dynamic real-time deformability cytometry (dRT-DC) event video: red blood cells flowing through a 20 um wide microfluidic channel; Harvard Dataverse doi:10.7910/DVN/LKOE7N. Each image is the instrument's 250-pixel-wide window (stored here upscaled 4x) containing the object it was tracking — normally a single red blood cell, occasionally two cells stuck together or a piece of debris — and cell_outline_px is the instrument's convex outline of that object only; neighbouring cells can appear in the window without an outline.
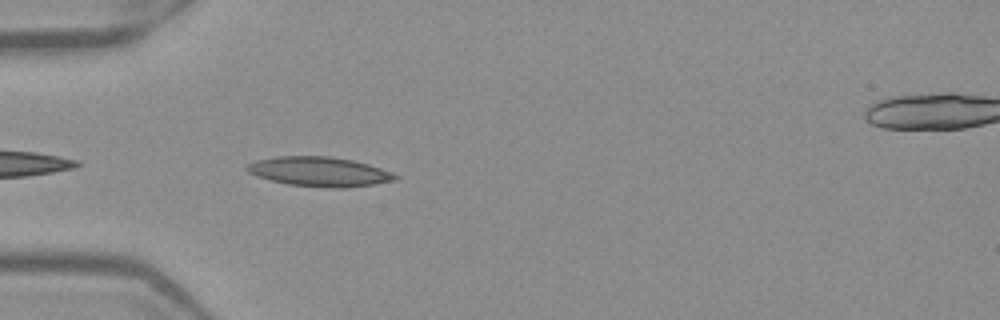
{"species": "Egyptian fruit bat (a non-hibernating species)", "species_latin": "Rousettus aegyptiacus", "temperature_condition": "warm", "stored_images_in_passage": 38, "camera_frame_rate_fps": 3000, "um_per_image_px": 0.085, "frame": {"image": 1, "passage_image": 2, "time_ms": 0.333, "image_size_px": [1000, 320], "cell_outline_px": [[400, 176], [396, 180], [372, 184], [344, 188], [332, 188], [288, 184], [256, 176], [248, 172], [244, 168], [244, 164], [256, 160], [276, 156], [328, 156], [352, 160], [368, 164], [392, 172]], "centroid_in_image_um": [27.11, 14.58], "position_along_channel_um": 57.9, "area_um2": 25.55}}
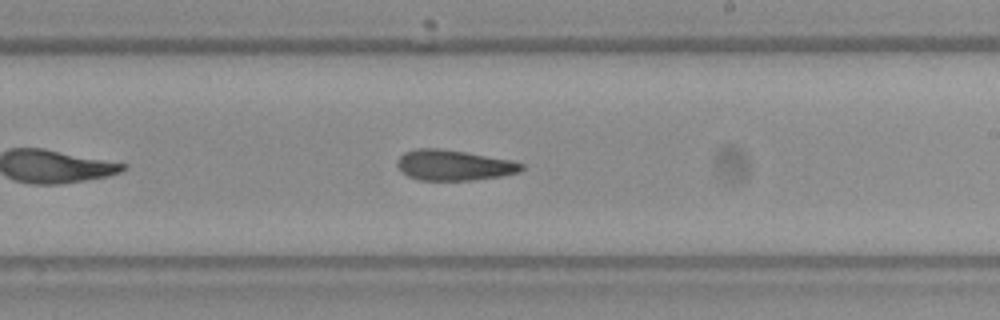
{"frame": {"image": 2, "passage_image": 17, "time_ms": 5.333, "image_size_px": [1000, 320], "cell_outline_px": [[524, 168], [520, 172], [500, 176], [472, 180], [420, 180], [408, 176], [400, 172], [396, 164], [396, 160], [404, 152], [416, 148], [440, 148], [468, 152], [512, 160], [524, 164]], "centroid_in_image_um": [38.55, 14.03], "position_along_channel_um": 250.4, "area_um2": 22.37}}
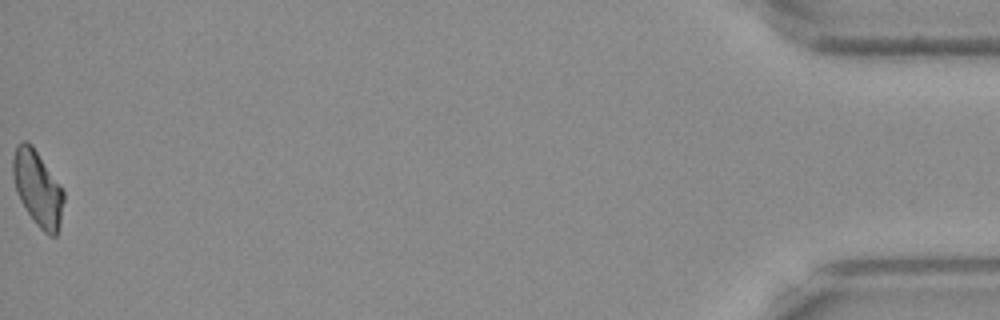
{"frame": {"image": 3, "passage_image": 38, "time_ms": 12.333, "image_size_px": [1000, 320], "cell_outline_px": [[64, 200], [60, 224], [56, 236], [48, 236], [36, 224], [20, 200], [16, 192], [12, 176], [12, 156], [16, 144], [20, 140], [28, 140], [32, 144], [64, 192]], "centroid_in_image_um": [3.17, 15.97], "position_along_channel_um": 432.0, "area_um2": 22.37}, "authors_computed_cell_mechanics": {"area_um2": 22.6576, "velocity_mm_per_s": 3.9585, "shape_relaxation_time_tau1_ms": 9.2597, "shape_relaxation_time_tau2_ms": 4.2878, "deformation_change_tau1": 0.2086, "deformation_change_tau2": 0.1021}}